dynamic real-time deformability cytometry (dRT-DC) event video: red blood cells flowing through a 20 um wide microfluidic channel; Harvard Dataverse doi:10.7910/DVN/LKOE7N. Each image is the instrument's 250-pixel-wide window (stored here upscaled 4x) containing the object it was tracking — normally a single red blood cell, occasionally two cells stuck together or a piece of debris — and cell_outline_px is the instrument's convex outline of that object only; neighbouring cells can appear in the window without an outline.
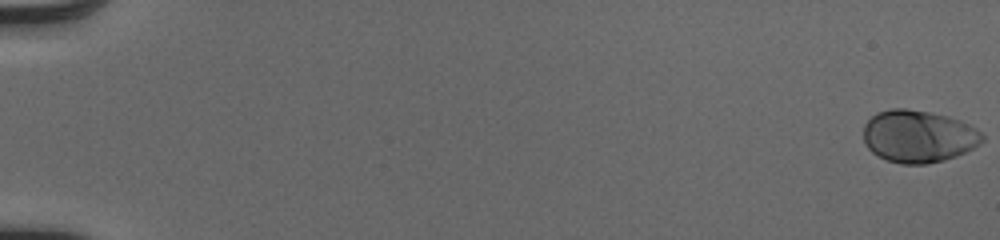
{"species": "human", "species_latin": "Homo sapiens", "temperature_condition": "cold", "stored_images_in_passage": 53, "camera_frame_rate_fps": 3000, "um_per_image_px": 0.085, "donor": {"sex": "male"}, "frame": {"image": 1, "passage_image": 1, "time_ms": 0.0, "image_size_px": [1000, 240], "cell_outline_px": [[984, 140], [980, 144], [956, 156], [944, 160], [928, 164], [900, 164], [888, 160], [872, 152], [868, 148], [864, 140], [864, 124], [876, 112], [892, 108], [904, 108], [928, 112], [948, 116], [960, 120], [976, 128], [984, 136]], "centroid_in_image_um": [78.06, 11.58], "position_along_channel_um": 6.9, "area_um2": 36.24}}
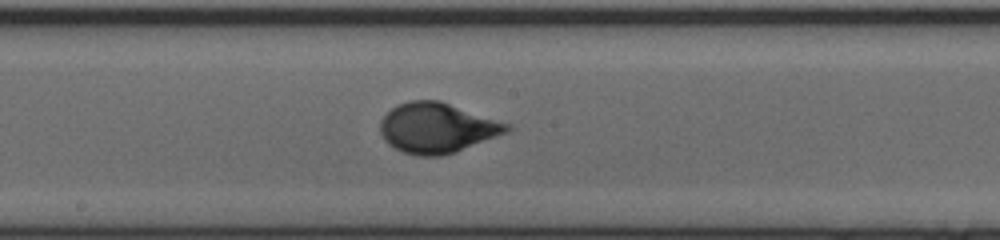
{"frame": {"image": 2, "passage_image": 31, "time_ms": 10.0, "image_size_px": [1000, 240], "cell_outline_px": [[512, 128], [508, 132], [452, 152], [440, 156], [420, 156], [404, 152], [388, 144], [384, 140], [380, 132], [380, 120], [396, 104], [408, 100], [440, 100], [512, 124]], "centroid_in_image_um": [37.14, 10.84], "position_along_channel_um": 211.1, "area_um2": 36.88}}
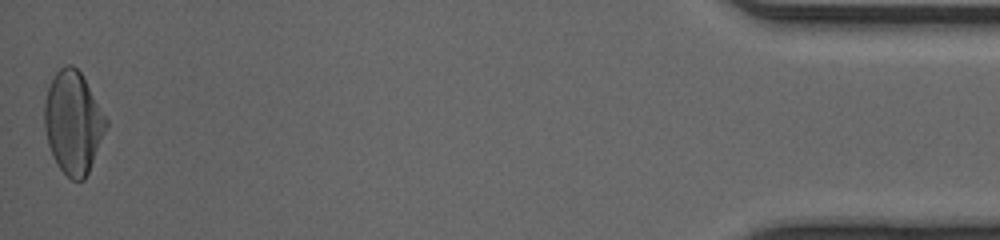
{"frame": {"image": 3, "passage_image": 53, "time_ms": 17.333, "image_size_px": [1000, 240], "cell_outline_px": [[108, 124], [88, 172], [84, 180], [72, 180], [56, 164], [48, 144], [44, 128], [44, 100], [48, 88], [56, 72], [64, 64], [72, 64], [80, 72], [108, 120]], "centroid_in_image_um": [6.2, 10.4], "position_along_channel_um": 429.0, "area_um2": 36.47}, "authors_computed_cell_mechanics": {"area_um2": 35.258, "velocity_mm_per_s": 4.0869, "shape_relaxation_time_tau1_ms": 3.4245, "shape_relaxation_time_tau2_ms": null, "deformation_change_tau1": 0.1828, "deformation_change_tau2": null}}